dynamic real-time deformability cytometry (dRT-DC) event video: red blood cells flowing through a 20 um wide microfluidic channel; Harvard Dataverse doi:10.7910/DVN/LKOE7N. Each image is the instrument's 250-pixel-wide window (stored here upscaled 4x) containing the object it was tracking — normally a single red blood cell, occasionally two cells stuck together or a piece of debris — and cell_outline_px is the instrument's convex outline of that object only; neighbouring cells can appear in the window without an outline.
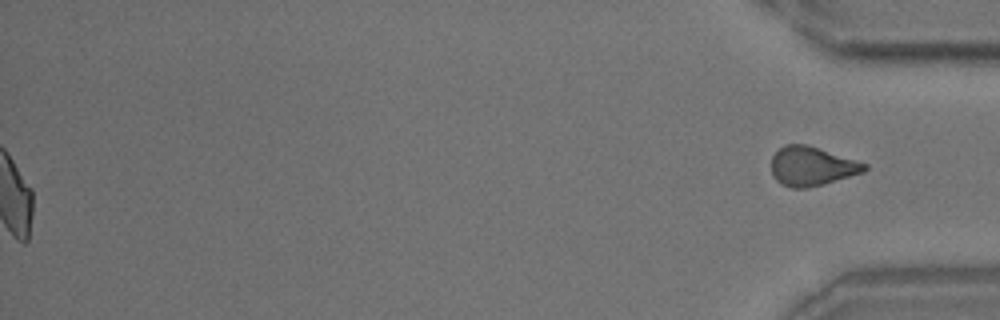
{"species": "common noctule bat (a hibernating species)", "species_latin": "Nyctalus noctula", "temperature_condition": "room temperature", "stored_images_in_passage": 55, "segment_of_instrument_passage": [2, 2], "camera_frame_rate_fps": 3000, "um_per_image_px": 0.085, "animal": {"sex": "male", "body_mass_g": 18.8}, "frame": {"image": 1, "passage_image": 55, "time_ms": 18.0, "image_size_px": [1000, 320], "cell_outline_px": [[868, 168], [864, 172], [824, 184], [804, 188], [792, 188], [780, 184], [772, 176], [772, 156], [784, 144], [804, 144], [868, 164]], "centroid_in_image_um": [68.98, 14.14], "position_along_channel_um": 366.2, "area_um2": 21.04}}